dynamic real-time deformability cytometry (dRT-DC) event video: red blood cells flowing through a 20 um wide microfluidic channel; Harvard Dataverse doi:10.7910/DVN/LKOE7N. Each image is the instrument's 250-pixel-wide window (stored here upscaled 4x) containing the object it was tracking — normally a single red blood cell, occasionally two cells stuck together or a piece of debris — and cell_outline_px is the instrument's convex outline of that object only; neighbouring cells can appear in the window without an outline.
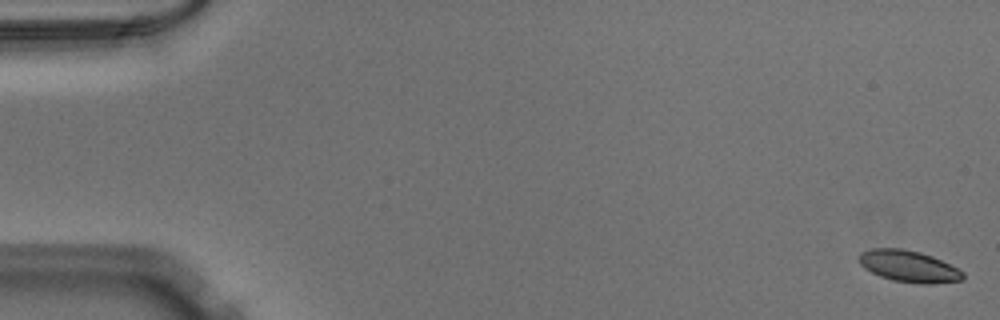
{"species": "Egyptian fruit bat (a non-hibernating species)", "species_latin": "Rousettus aegyptiacus", "temperature_condition": "warm", "stored_images_in_passage": 53, "camera_frame_rate_fps": 3000, "um_per_image_px": 0.085, "animal": {"sex": "male"}, "frame": {"image": 1, "passage_image": 1, "time_ms": 0.0, "image_size_px": [1000, 320], "cell_outline_px": [[964, 280], [932, 284], [920, 284], [892, 280], [880, 276], [864, 268], [860, 264], [860, 252], [872, 248], [904, 248], [920, 252], [932, 256], [964, 272]], "centroid_in_image_um": [77.25, 22.64], "position_along_channel_um": 7.8, "area_um2": 19.13}}
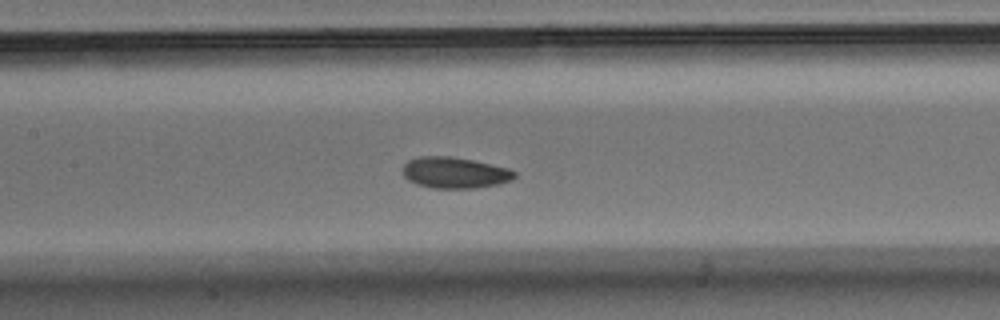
{"frame": {"image": 2, "passage_image": 25, "time_ms": 8.0, "image_size_px": [1000, 320], "cell_outline_px": [[516, 176], [512, 180], [500, 184], [476, 188], [432, 188], [416, 184], [408, 180], [404, 176], [404, 164], [408, 160], [420, 156], [452, 156], [472, 160], [508, 168], [516, 172]], "centroid_in_image_um": [38.66, 14.68], "position_along_channel_um": 168.7, "area_um2": 20.35}}
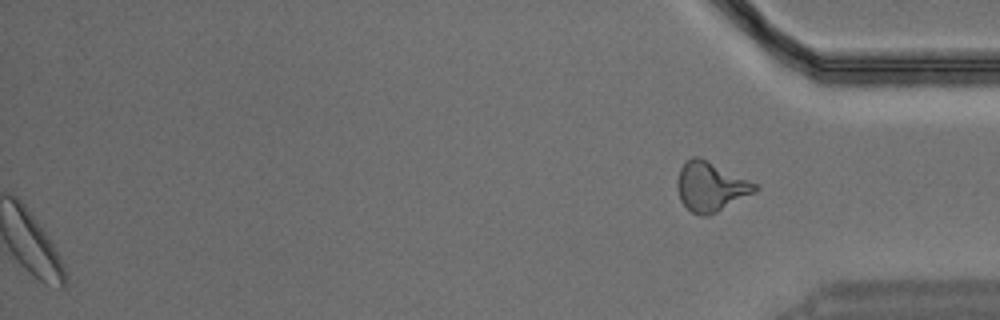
{"frame": {"image": 3, "passage_image": 53, "time_ms": 17.333, "image_size_px": [1000, 320], "cell_outline_px": [[760, 188], [756, 192], [708, 216], [700, 216], [692, 212], [680, 200], [676, 188], [676, 180], [680, 168], [692, 156], [700, 156], [760, 184]], "centroid_in_image_um": [60.43, 15.84], "position_along_channel_um": 374.8, "area_um2": 22.77}}